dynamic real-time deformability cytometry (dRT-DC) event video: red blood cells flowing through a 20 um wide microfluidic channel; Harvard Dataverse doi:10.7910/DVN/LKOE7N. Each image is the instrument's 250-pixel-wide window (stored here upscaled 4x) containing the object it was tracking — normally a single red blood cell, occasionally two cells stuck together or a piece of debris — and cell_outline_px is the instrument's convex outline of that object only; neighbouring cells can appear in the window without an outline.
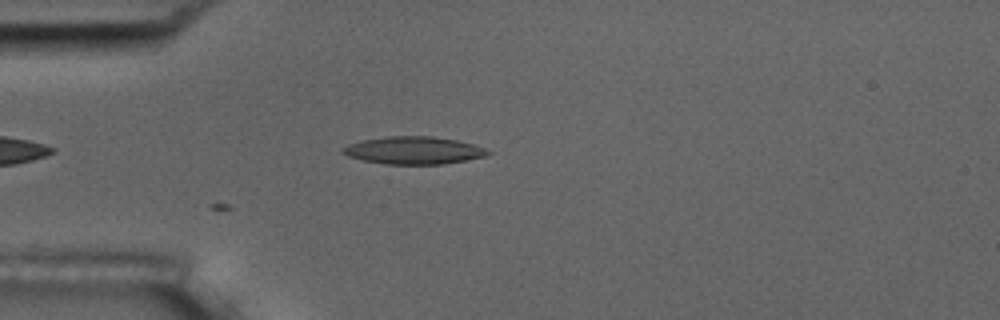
{"species": "common noctule bat (a hibernating species)", "species_latin": "Nyctalus noctula", "temperature_condition": "room temperature", "stored_images_in_passage": 2, "camera_frame_rate_fps": 3000, "um_per_image_px": 0.085, "animal": {"sex": "male", "body_mass_g": 17.5, "forearm_length_mm": 52.3}, "frame": {"image": 1, "passage_image": 1, "time_ms": 0.0, "image_size_px": [1000, 320], "cell_outline_px": [[492, 152], [488, 156], [444, 164], [384, 164], [364, 160], [348, 156], [340, 152], [340, 148], [348, 144], [364, 140], [388, 136], [432, 136], [456, 140], [476, 144]], "centroid_in_image_um": [35.18, 12.78], "position_along_channel_um": 49.8, "area_um2": 23.41}}